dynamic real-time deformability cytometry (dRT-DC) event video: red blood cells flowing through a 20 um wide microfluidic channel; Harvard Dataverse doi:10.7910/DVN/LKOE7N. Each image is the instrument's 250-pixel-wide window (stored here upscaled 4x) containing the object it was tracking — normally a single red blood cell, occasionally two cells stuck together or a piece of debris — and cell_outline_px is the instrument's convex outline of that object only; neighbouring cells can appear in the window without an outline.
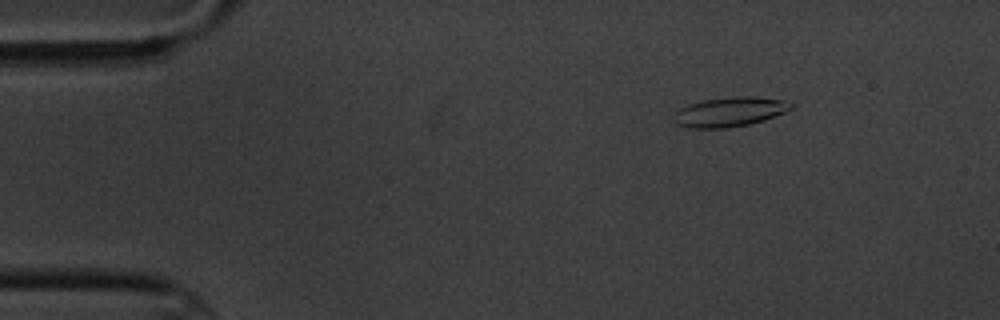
{"species": "common noctule bat (a hibernating species)", "species_latin": "Nyctalus noctula", "temperature_condition": "cold", "stored_images_in_passage": 9, "camera_frame_rate_fps": 3000, "um_per_image_px": 0.085, "animal": {"sex": "male", "body_mass_g": 20.1, "forearm_length_mm": 53.5}, "frame": {"image": 1, "passage_image": 2, "time_ms": 1.333, "image_size_px": [1000, 320], "cell_outline_px": [[792, 108], [784, 112], [764, 120], [748, 124], [728, 128], [692, 128], [676, 124], [672, 116], [680, 108], [688, 104], [704, 100], [732, 96], [752, 96], [784, 100], [792, 104]], "centroid_in_image_um": [61.99, 9.5], "position_along_channel_um": 23.0, "area_um2": 20.11}}
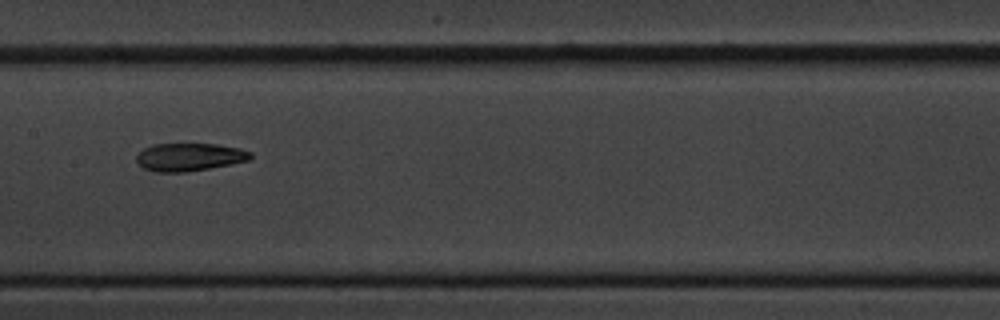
{"frame": {"image": 2, "passage_image": 8, "time_ms": 8.333, "image_size_px": [1000, 320], "cell_outline_px": [[252, 156], [248, 160], [208, 168], [184, 172], [156, 172], [144, 168], [136, 160], [136, 156], [144, 148], [152, 144], [216, 144], [240, 148], [252, 152]], "centroid_in_image_um": [16.08, 13.34], "position_along_channel_um": 191.3, "area_um2": 18.32}}
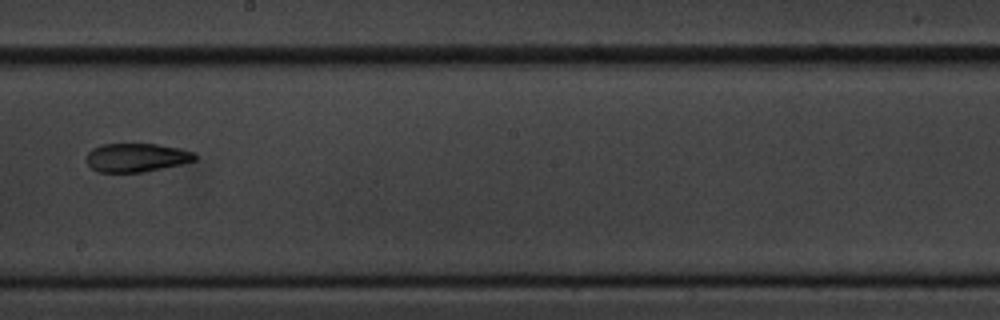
{"frame": {"image": 3, "passage_image": 9, "time_ms": 9.667, "image_size_px": [1000, 320], "cell_outline_px": [[196, 160], [180, 164], [144, 172], [96, 172], [88, 164], [88, 152], [92, 148], [100, 144], [156, 144], [180, 148], [196, 152]], "centroid_in_image_um": [11.61, 13.39], "position_along_channel_um": 236.6, "area_um2": 18.09}}